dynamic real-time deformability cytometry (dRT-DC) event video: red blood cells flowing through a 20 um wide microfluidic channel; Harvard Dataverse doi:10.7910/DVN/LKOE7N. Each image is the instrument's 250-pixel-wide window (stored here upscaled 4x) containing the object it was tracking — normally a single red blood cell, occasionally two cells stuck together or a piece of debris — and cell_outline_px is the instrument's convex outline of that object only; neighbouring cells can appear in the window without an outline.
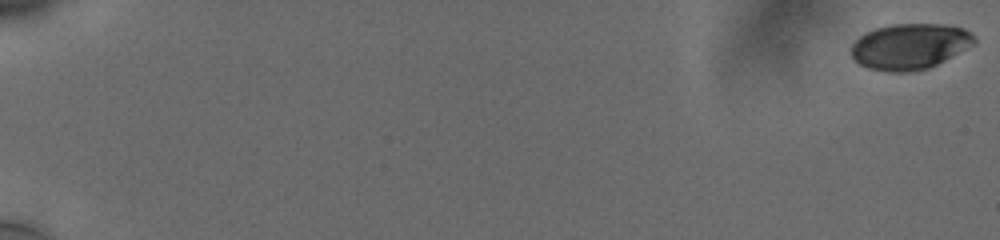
{"species": "human", "species_latin": "Homo sapiens", "temperature_condition": "cold", "stored_images_in_passage": 9, "camera_frame_rate_fps": 3000, "um_per_image_px": 0.085, "donor": {"sex": "male"}, "frame": {"image": 1, "passage_image": 1, "time_ms": 0.0, "image_size_px": [1000, 240], "cell_outline_px": [[976, 44], [928, 68], [912, 72], [888, 72], [868, 68], [860, 64], [852, 56], [852, 44], [860, 36], [876, 28], [892, 24], [944, 24], [964, 28], [972, 32], [976, 36]], "centroid_in_image_um": [77.38, 3.94], "position_along_channel_um": 7.6, "area_um2": 32.89}}
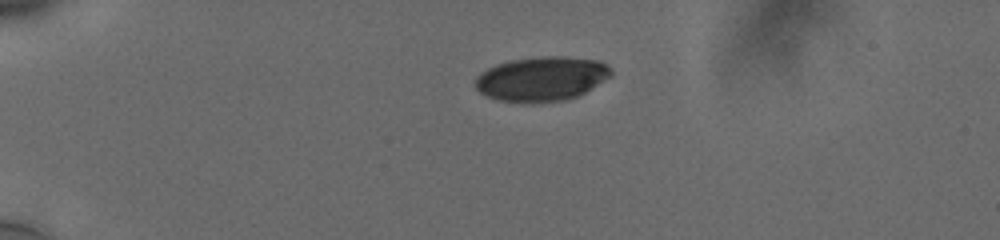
{"frame": {"image": 2, "passage_image": 6, "time_ms": 5.0, "image_size_px": [1000, 240], "cell_outline_px": [[612, 76], [584, 92], [576, 96], [564, 100], [532, 104], [500, 100], [488, 96], [480, 92], [476, 88], [476, 76], [480, 72], [496, 64], [512, 60], [544, 56], [560, 56], [596, 60], [604, 64], [612, 72]], "centroid_in_image_um": [46.01, 6.71], "position_along_channel_um": 39.0, "area_um2": 34.97}}